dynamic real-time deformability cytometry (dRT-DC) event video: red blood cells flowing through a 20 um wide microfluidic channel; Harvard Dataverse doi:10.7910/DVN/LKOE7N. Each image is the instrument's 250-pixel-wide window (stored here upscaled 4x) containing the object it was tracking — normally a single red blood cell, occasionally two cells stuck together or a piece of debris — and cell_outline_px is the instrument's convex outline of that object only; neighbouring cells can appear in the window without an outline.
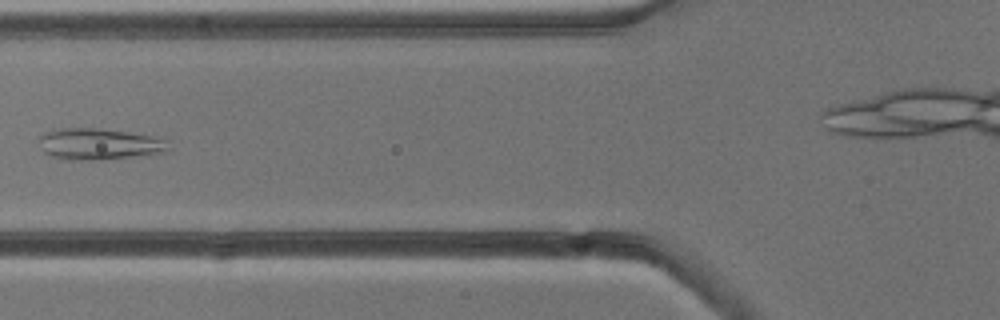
{"species": "common noctule bat (a hibernating species)", "species_latin": "Nyctalus noctula", "temperature_condition": "cold", "stored_images_in_passage": 7, "camera_frame_rate_fps": 3000, "um_per_image_px": 0.085, "animal": {"sex": "male", "body_mass_g": 13.3}, "frame": {"image": 1, "passage_image": 5, "time_ms": 4.667, "image_size_px": [1000, 320], "cell_outline_px": [[172, 148], [164, 152], [100, 160], [68, 160], [52, 156], [44, 152], [40, 148], [40, 136], [44, 132], [60, 128], [96, 128], [168, 136]], "centroid_in_image_um": [8.54, 12.22], "position_along_channel_um": 117.3, "area_um2": 24.33}}